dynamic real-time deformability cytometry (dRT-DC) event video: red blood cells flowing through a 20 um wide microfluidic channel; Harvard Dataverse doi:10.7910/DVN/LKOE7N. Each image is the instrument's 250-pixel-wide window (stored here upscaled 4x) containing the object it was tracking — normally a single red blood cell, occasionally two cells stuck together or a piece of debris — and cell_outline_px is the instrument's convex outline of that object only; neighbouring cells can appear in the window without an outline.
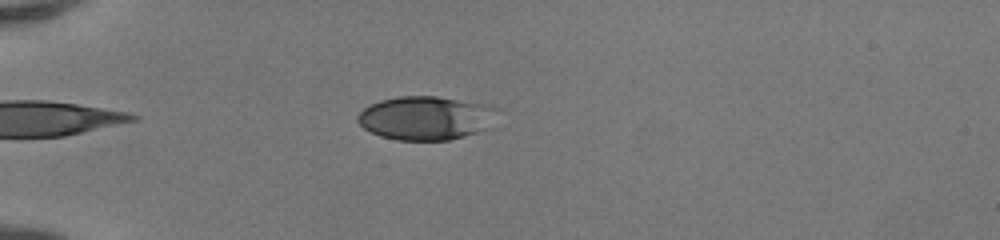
{"species": "human", "species_latin": "Homo sapiens", "temperature_condition": "room temperature", "stored_images_in_passage": 42, "camera_frame_rate_fps": 3000, "um_per_image_px": 0.085, "donor": {"sex": "female"}, "frame": {"image": 1, "passage_image": 7, "time_ms": 2.0, "image_size_px": [1000, 240], "cell_outline_px": [[504, 108], [476, 132], [464, 136], [448, 140], [396, 140], [380, 136], [364, 128], [356, 120], [356, 116], [364, 108], [380, 100], [400, 96], [436, 96], [488, 104]], "centroid_in_image_um": [36.17, 10.01], "position_along_channel_um": 48.8, "area_um2": 35.37}}
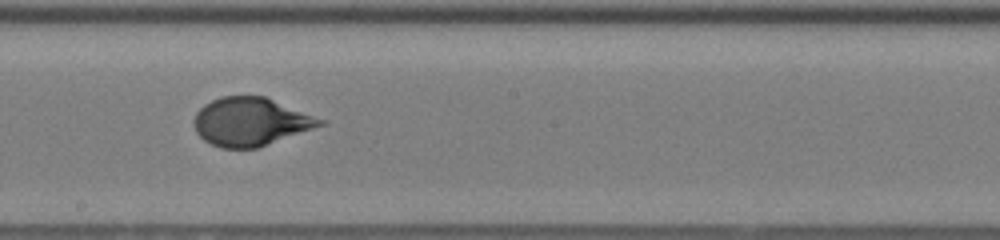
{"frame": {"image": 2, "passage_image": 22, "time_ms": 7.0, "image_size_px": [1000, 240], "cell_outline_px": [[328, 124], [256, 148], [220, 148], [204, 140], [196, 132], [192, 124], [192, 120], [196, 112], [204, 104], [220, 96], [264, 96], [328, 120]], "centroid_in_image_um": [21.33, 10.34], "position_along_channel_um": 226.9, "area_um2": 35.84}}
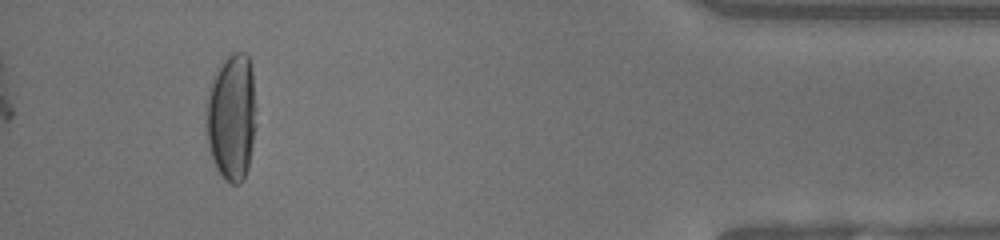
{"frame": {"image": 3, "passage_image": 39, "time_ms": 12.667, "image_size_px": [1000, 240], "cell_outline_px": [[256, 108], [252, 148], [244, 180], [240, 184], [232, 184], [224, 180], [216, 168], [208, 144], [208, 96], [212, 84], [224, 60], [232, 52], [244, 52], [248, 56], [252, 68]], "centroid_in_image_um": [19.74, 9.98], "position_along_channel_um": 415.5, "area_um2": 36.18}, "authors_computed_cell_mechanics": {"area_um2": 36.0094, "velocity_mm_per_s": 4.1639, "shape_relaxation_time_tau1_ms": 6.2482, "shape_relaxation_time_tau2_ms": null, "deformation_change_tau1": 0.2548, "deformation_change_tau2": null}}